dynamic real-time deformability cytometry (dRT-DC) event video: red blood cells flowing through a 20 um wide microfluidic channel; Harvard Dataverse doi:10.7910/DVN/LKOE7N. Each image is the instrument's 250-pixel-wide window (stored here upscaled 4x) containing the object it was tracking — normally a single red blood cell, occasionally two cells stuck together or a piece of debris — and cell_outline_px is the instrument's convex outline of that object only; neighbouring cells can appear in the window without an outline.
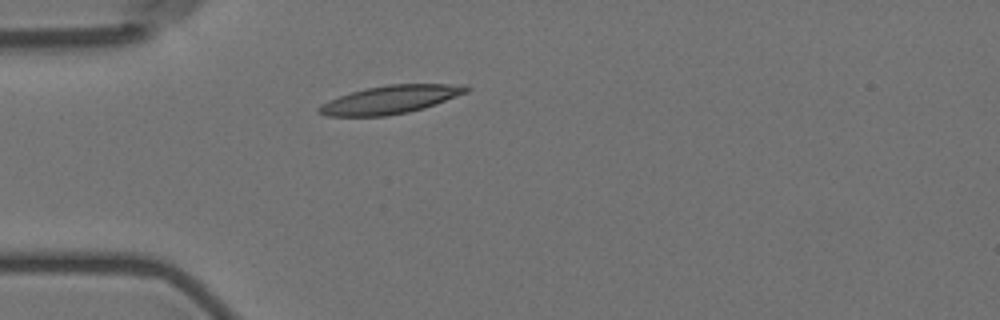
{"species": "Egyptian fruit bat (a non-hibernating species)", "species_latin": "Rousettus aegyptiacus", "temperature_condition": "room temperature", "stored_images_in_passage": 1, "camera_frame_rate_fps": 3000, "um_per_image_px": 0.085, "animal": {"sex": "female"}, "frame": {"image": 1, "passage_image": 1, "time_ms": 0.0, "image_size_px": [1000, 320], "cell_outline_px": [[472, 88], [468, 92], [436, 104], [424, 108], [408, 112], [384, 116], [328, 116], [316, 112], [316, 108], [320, 104], [328, 100], [352, 92], [368, 88], [388, 84], [468, 84]], "centroid_in_image_um": [33.21, 8.46], "position_along_channel_um": 51.8, "area_um2": 24.28}}